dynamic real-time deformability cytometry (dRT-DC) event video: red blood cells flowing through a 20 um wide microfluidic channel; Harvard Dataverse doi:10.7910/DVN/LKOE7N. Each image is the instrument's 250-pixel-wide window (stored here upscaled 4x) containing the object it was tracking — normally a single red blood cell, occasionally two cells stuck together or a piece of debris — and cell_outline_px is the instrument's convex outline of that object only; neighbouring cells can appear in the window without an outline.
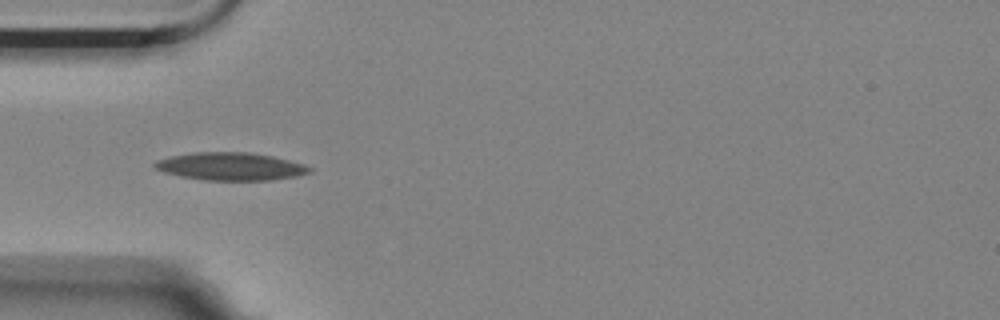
{"species": "Egyptian fruit bat (a non-hibernating species)", "species_latin": "Rousettus aegyptiacus", "temperature_condition": "room temperature", "stored_images_in_passage": 4, "camera_frame_rate_fps": 3000, "um_per_image_px": 0.085, "animal": {"sex": "female"}, "frame": {"image": 1, "passage_image": 3, "time_ms": 0.667, "image_size_px": [1000, 320], "cell_outline_px": [[312, 172], [296, 176], [272, 180], [204, 180], [180, 176], [164, 172], [156, 168], [152, 164], [156, 160], [172, 156], [196, 152], [252, 152], [272, 156], [304, 164], [312, 168]], "centroid_in_image_um": [19.62, 14.14], "position_along_channel_um": 65.4, "area_um2": 25.03}}
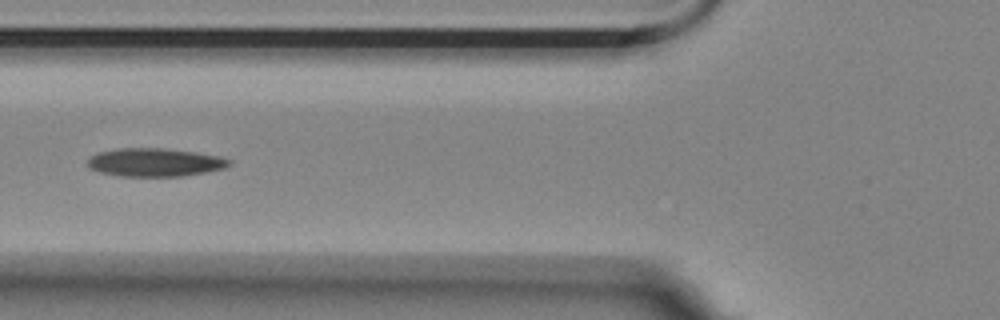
{"frame": {"image": 2, "passage_image": 4, "time_ms": 1.0, "image_size_px": [1000, 320], "cell_outline_px": [[232, 164], [224, 168], [204, 172], [180, 176], [120, 176], [100, 172], [88, 168], [88, 156], [100, 152], [116, 148], [164, 148], [196, 152], [220, 156], [232, 160]], "centroid_in_image_um": [13.15, 13.79], "position_along_channel_um": 112.6, "area_um2": 23.41}}